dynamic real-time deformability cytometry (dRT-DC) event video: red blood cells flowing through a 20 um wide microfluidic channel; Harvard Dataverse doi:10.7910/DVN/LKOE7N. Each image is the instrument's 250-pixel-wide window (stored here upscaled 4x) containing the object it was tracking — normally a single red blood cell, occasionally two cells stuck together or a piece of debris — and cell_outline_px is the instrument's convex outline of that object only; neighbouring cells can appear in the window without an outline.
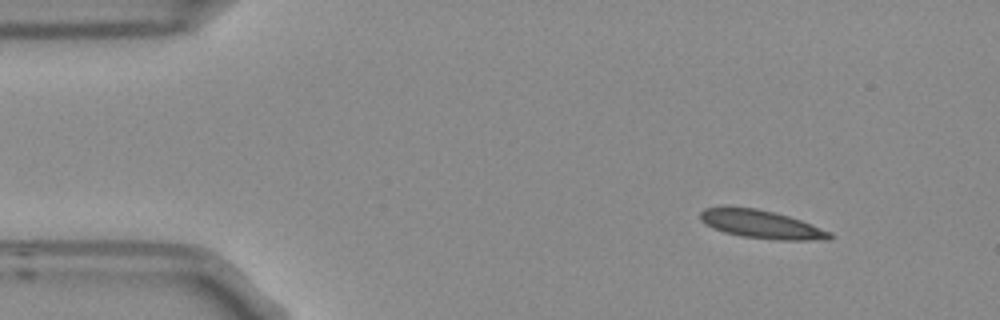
{"species": "Egyptian fruit bat (a non-hibernating species)", "species_latin": "Rousettus aegyptiacus", "temperature_condition": "room temperature", "stored_images_in_passage": 3, "camera_frame_rate_fps": 3000, "um_per_image_px": 0.085, "frame": {"image": 1, "passage_image": 1, "time_ms": 0.0, "image_size_px": [1000, 320], "cell_outline_px": [[832, 236], [828, 240], [776, 240], [740, 236], [724, 232], [712, 228], [700, 220], [700, 212], [704, 208], [724, 204], [756, 208], [788, 216], [800, 220], [832, 232]], "centroid_in_image_um": [64.63, 19.04], "position_along_channel_um": 20.4, "area_um2": 21.73}}